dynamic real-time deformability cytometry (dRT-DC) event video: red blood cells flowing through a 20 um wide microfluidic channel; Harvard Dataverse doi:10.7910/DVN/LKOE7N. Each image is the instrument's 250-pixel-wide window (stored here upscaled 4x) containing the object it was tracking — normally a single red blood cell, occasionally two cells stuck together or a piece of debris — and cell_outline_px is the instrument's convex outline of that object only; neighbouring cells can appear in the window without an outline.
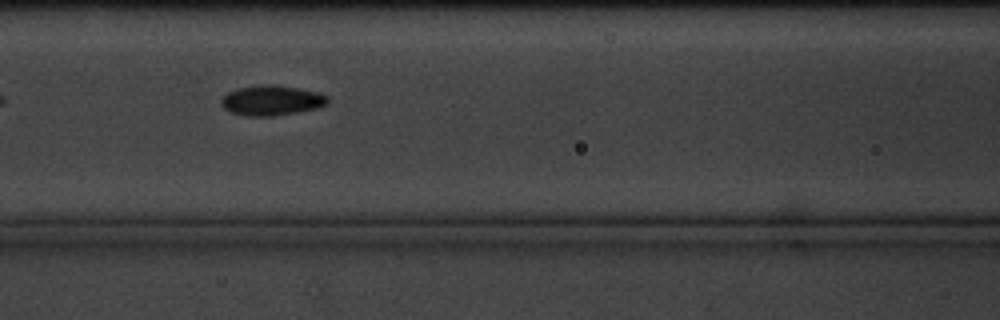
{"species": "common noctule bat (a hibernating species)", "species_latin": "Nyctalus noctula", "temperature_condition": "cold", "stored_images_in_passage": 8, "camera_frame_rate_fps": 3000, "um_per_image_px": 0.085, "animal": {"sex": "male", "body_mass_g": 20.1, "forearm_length_mm": 53.5}, "frame": {"image": 1, "passage_image": 8, "time_ms": 8.0, "image_size_px": [1000, 320], "cell_outline_px": [[328, 104], [316, 108], [296, 112], [272, 116], [248, 116], [232, 112], [224, 108], [220, 104], [220, 100], [228, 92], [236, 88], [260, 84], [272, 84], [300, 88], [320, 92], [328, 96]], "centroid_in_image_um": [23.09, 8.51], "position_along_channel_um": 143.5, "area_um2": 18.79}}